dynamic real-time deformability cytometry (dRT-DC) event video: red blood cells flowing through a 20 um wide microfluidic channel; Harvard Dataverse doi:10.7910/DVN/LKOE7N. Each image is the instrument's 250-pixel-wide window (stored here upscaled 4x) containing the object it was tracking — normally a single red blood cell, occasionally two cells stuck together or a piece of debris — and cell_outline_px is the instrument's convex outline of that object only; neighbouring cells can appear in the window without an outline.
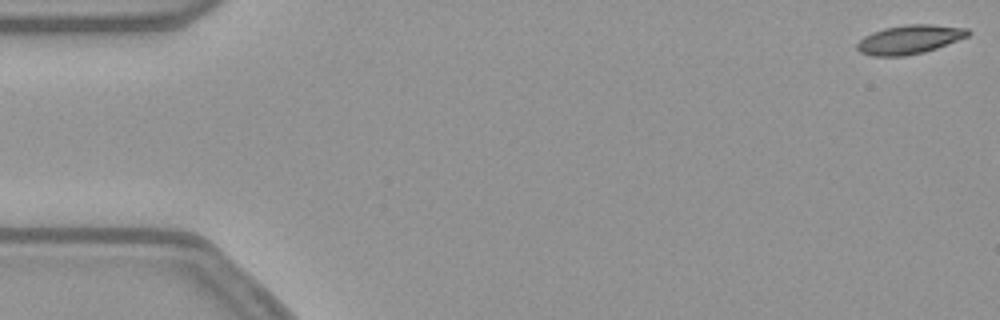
{"species": "common noctule bat (a hibernating species)", "species_latin": "Nyctalus noctula", "temperature_condition": "warm", "stored_images_in_passage": 7, "camera_frame_rate_fps": 3000, "um_per_image_px": 0.085, "animal": {"sex": "female", "body_mass_g": 21.9}, "frame": {"image": 1, "passage_image": 1, "time_ms": 0.0, "image_size_px": [1000, 320], "cell_outline_px": [[972, 32], [968, 36], [936, 48], [924, 52], [904, 56], [872, 56], [860, 52], [856, 48], [856, 44], [864, 36], [872, 32], [884, 28], [908, 24], [932, 24], [968, 28]], "centroid_in_image_um": [77.3, 3.35], "position_along_channel_um": 7.7, "area_um2": 18.73}}